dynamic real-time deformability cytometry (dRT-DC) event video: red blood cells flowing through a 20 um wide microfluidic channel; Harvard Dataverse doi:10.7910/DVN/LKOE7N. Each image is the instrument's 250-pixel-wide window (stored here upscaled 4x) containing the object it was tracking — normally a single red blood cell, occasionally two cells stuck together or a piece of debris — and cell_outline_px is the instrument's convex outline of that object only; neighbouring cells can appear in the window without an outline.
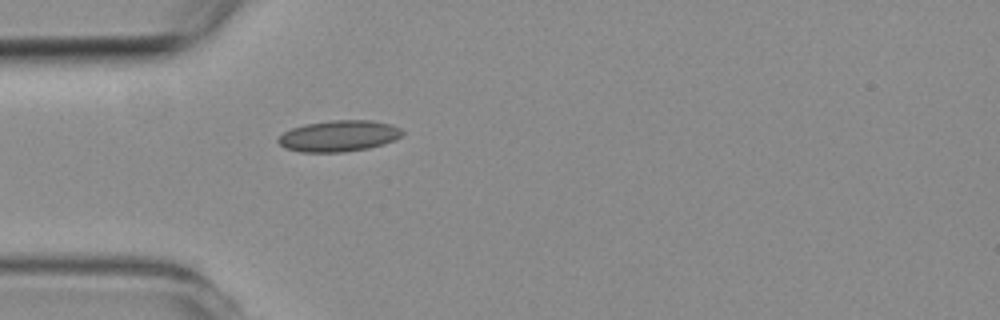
{"species": "common noctule bat (a hibernating species)", "species_latin": "Nyctalus noctula", "temperature_condition": "room temperature", "stored_images_in_passage": 3, "camera_frame_rate_fps": 3000, "um_per_image_px": 0.085, "animal": {"sex": "female", "body_mass_g": 19.3, "forearm_length_mm": 54.1}, "frame": {"image": 1, "passage_image": 3, "time_ms": 3.667, "image_size_px": [1000, 320], "cell_outline_px": [[404, 132], [400, 136], [384, 144], [368, 148], [344, 152], [300, 152], [284, 148], [276, 140], [284, 132], [292, 128], [304, 124], [332, 120], [372, 120], [392, 124], [400, 128]], "centroid_in_image_um": [28.79, 11.55], "position_along_channel_um": 56.2, "area_um2": 22.6}}